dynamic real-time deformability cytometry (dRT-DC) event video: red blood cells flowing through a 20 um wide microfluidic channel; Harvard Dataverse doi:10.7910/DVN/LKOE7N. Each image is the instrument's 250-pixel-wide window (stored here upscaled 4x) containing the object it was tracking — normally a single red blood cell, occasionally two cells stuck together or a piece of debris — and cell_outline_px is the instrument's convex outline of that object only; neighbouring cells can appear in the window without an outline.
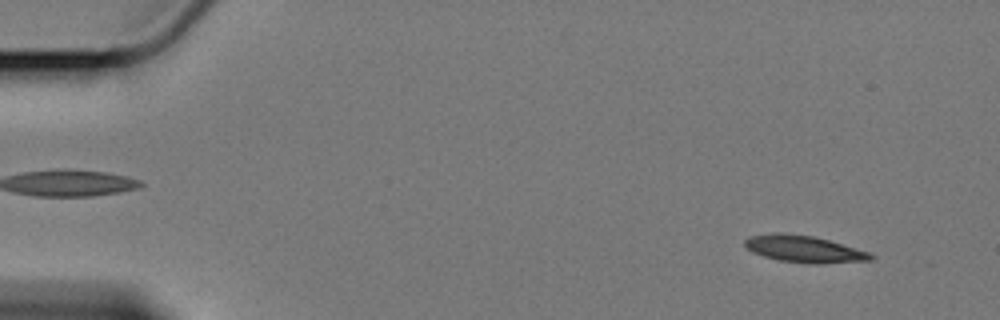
{"species": "Egyptian fruit bat (a non-hibernating species)", "species_latin": "Rousettus aegyptiacus", "temperature_condition": "cold", "stored_images_in_passage": 58, "camera_frame_rate_fps": 3000, "um_per_image_px": 0.085, "animal": {"sex": "female"}, "frame": {"image": 1, "passage_image": 4, "time_ms": 1.0, "image_size_px": [1000, 320], "cell_outline_px": [[876, 256], [872, 260], [824, 264], [812, 264], [776, 260], [752, 252], [744, 244], [744, 240], [752, 236], [812, 236], [828, 240], [868, 252]], "centroid_in_image_um": [68.45, 21.24], "position_along_channel_um": 16.6, "area_um2": 18.73}}
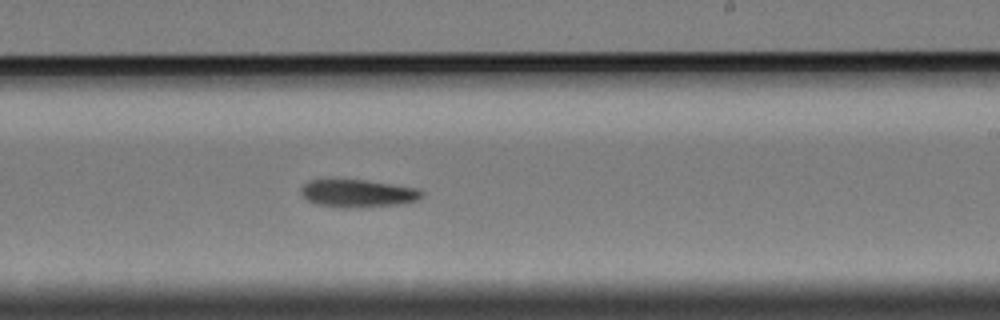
{"frame": {"image": 2, "passage_image": 35, "time_ms": 11.333, "image_size_px": [1000, 320], "cell_outline_px": [[424, 196], [420, 200], [404, 204], [360, 208], [340, 208], [316, 204], [308, 200], [300, 192], [300, 188], [308, 180], [368, 180], [420, 188], [424, 192]], "centroid_in_image_um": [30.5, 16.45], "position_along_channel_um": 258.5, "area_um2": 20.06}}
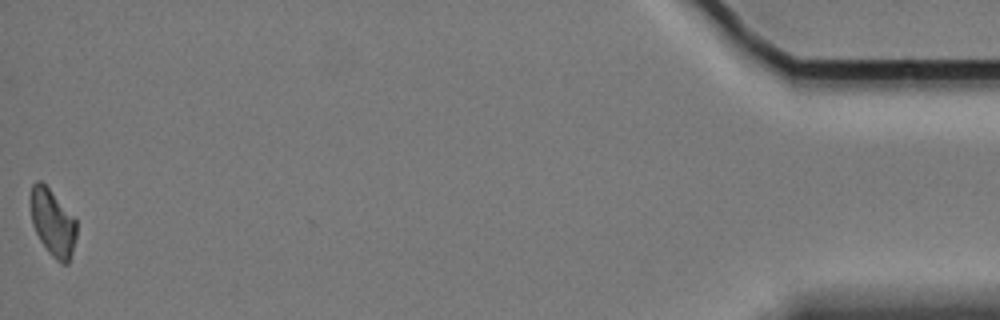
{"frame": {"image": 3, "passage_image": 58, "time_ms": 19.0, "image_size_px": [1000, 320], "cell_outline_px": [[76, 236], [72, 252], [68, 264], [60, 264], [48, 252], [40, 240], [32, 224], [28, 200], [32, 184], [36, 180], [40, 180], [76, 216]], "centroid_in_image_um": [4.46, 18.9], "position_along_channel_um": 430.7, "area_um2": 18.38}, "authors_computed_cell_mechanics": {"area_um2": 19.652, "velocity_mm_per_s": 3.395, "shape_relaxation_time_tau1_ms": 5.9611, "shape_relaxation_time_tau2_ms": null, "deformation_change_tau1": 0.1257, "deformation_change_tau2": null}}